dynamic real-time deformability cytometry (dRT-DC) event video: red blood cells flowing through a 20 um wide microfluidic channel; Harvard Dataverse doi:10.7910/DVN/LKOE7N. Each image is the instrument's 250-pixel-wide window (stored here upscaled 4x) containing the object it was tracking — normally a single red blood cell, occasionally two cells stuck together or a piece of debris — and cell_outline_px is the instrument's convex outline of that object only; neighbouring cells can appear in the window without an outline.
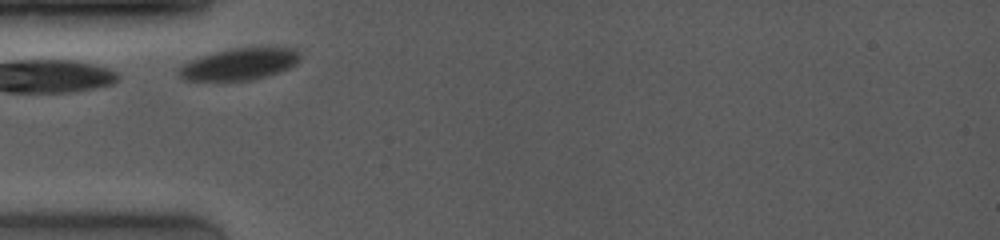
{"species": "common noctule bat (a hibernating species)", "species_latin": "Nyctalus noctula", "temperature_condition": "room temperature", "stored_images_in_passage": 9, "camera_frame_rate_fps": 4000, "um_per_image_px": 0.085, "animal": {"sex": "female", "body_mass_g": 19.0, "forearm_length_mm": 53.3}, "frame": {"image": 1, "passage_image": 1, "time_ms": 0.0, "image_size_px": [1000, 240], "cell_outline_px": [[300, 60], [296, 64], [288, 68], [252, 80], [184, 80], [176, 72], [176, 68], [200, 56], [232, 48], [272, 44], [292, 48], [300, 52]], "centroid_in_image_um": [20.4, 5.39], "position_along_channel_um": 64.6, "area_um2": 22.95}}
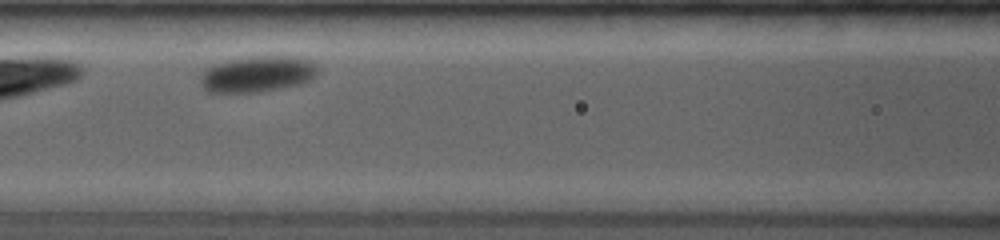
{"frame": {"image": 2, "passage_image": 4, "time_ms": 2.25, "image_size_px": [1000, 240], "cell_outline_px": [[316, 72], [312, 80], [300, 84], [284, 88], [260, 92], [208, 92], [200, 84], [200, 72], [212, 64], [224, 60], [248, 56], [292, 56], [308, 60], [316, 64]], "centroid_in_image_um": [21.83, 6.29], "position_along_channel_um": 144.8, "area_um2": 25.09}}